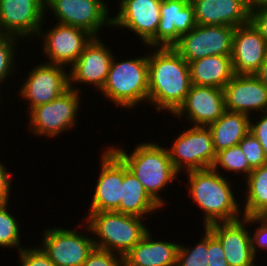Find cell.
<instances>
[{
	"label": "cell",
	"mask_w": 267,
	"mask_h": 266,
	"mask_svg": "<svg viewBox=\"0 0 267 266\" xmlns=\"http://www.w3.org/2000/svg\"><path fill=\"white\" fill-rule=\"evenodd\" d=\"M19 256L22 266H56L41 247L23 248Z\"/></svg>",
	"instance_id": "cell-34"
},
{
	"label": "cell",
	"mask_w": 267,
	"mask_h": 266,
	"mask_svg": "<svg viewBox=\"0 0 267 266\" xmlns=\"http://www.w3.org/2000/svg\"><path fill=\"white\" fill-rule=\"evenodd\" d=\"M45 6L53 10L58 23L83 29L93 37H98L104 24L112 26L103 0H45Z\"/></svg>",
	"instance_id": "cell-9"
},
{
	"label": "cell",
	"mask_w": 267,
	"mask_h": 266,
	"mask_svg": "<svg viewBox=\"0 0 267 266\" xmlns=\"http://www.w3.org/2000/svg\"><path fill=\"white\" fill-rule=\"evenodd\" d=\"M112 54L100 39L93 37L70 67L69 84L87 83L102 90L113 59Z\"/></svg>",
	"instance_id": "cell-21"
},
{
	"label": "cell",
	"mask_w": 267,
	"mask_h": 266,
	"mask_svg": "<svg viewBox=\"0 0 267 266\" xmlns=\"http://www.w3.org/2000/svg\"><path fill=\"white\" fill-rule=\"evenodd\" d=\"M208 254H209V260L210 261H215V260H221L225 258L224 251L222 249V246L220 242L212 235V233L209 231V249H208Z\"/></svg>",
	"instance_id": "cell-39"
},
{
	"label": "cell",
	"mask_w": 267,
	"mask_h": 266,
	"mask_svg": "<svg viewBox=\"0 0 267 266\" xmlns=\"http://www.w3.org/2000/svg\"><path fill=\"white\" fill-rule=\"evenodd\" d=\"M16 38L0 33V84L9 76L10 72H14L12 67L14 66L15 49L13 48L16 47L14 46L17 42Z\"/></svg>",
	"instance_id": "cell-32"
},
{
	"label": "cell",
	"mask_w": 267,
	"mask_h": 266,
	"mask_svg": "<svg viewBox=\"0 0 267 266\" xmlns=\"http://www.w3.org/2000/svg\"><path fill=\"white\" fill-rule=\"evenodd\" d=\"M250 9L267 8V0H249Z\"/></svg>",
	"instance_id": "cell-42"
},
{
	"label": "cell",
	"mask_w": 267,
	"mask_h": 266,
	"mask_svg": "<svg viewBox=\"0 0 267 266\" xmlns=\"http://www.w3.org/2000/svg\"><path fill=\"white\" fill-rule=\"evenodd\" d=\"M110 65L102 93L117 106L129 107L148 100V56L115 62Z\"/></svg>",
	"instance_id": "cell-5"
},
{
	"label": "cell",
	"mask_w": 267,
	"mask_h": 266,
	"mask_svg": "<svg viewBox=\"0 0 267 266\" xmlns=\"http://www.w3.org/2000/svg\"><path fill=\"white\" fill-rule=\"evenodd\" d=\"M250 22L267 41V8L250 9Z\"/></svg>",
	"instance_id": "cell-36"
},
{
	"label": "cell",
	"mask_w": 267,
	"mask_h": 266,
	"mask_svg": "<svg viewBox=\"0 0 267 266\" xmlns=\"http://www.w3.org/2000/svg\"><path fill=\"white\" fill-rule=\"evenodd\" d=\"M205 236L193 249L182 246L177 251V266H209V230L204 227Z\"/></svg>",
	"instance_id": "cell-29"
},
{
	"label": "cell",
	"mask_w": 267,
	"mask_h": 266,
	"mask_svg": "<svg viewBox=\"0 0 267 266\" xmlns=\"http://www.w3.org/2000/svg\"><path fill=\"white\" fill-rule=\"evenodd\" d=\"M195 26L194 7L190 0H162L156 47H173Z\"/></svg>",
	"instance_id": "cell-20"
},
{
	"label": "cell",
	"mask_w": 267,
	"mask_h": 266,
	"mask_svg": "<svg viewBox=\"0 0 267 266\" xmlns=\"http://www.w3.org/2000/svg\"><path fill=\"white\" fill-rule=\"evenodd\" d=\"M223 167L226 171H234L246 174V179L252 172V168L242 152L239 145L221 150L216 153V159L212 168L217 171L218 167Z\"/></svg>",
	"instance_id": "cell-28"
},
{
	"label": "cell",
	"mask_w": 267,
	"mask_h": 266,
	"mask_svg": "<svg viewBox=\"0 0 267 266\" xmlns=\"http://www.w3.org/2000/svg\"><path fill=\"white\" fill-rule=\"evenodd\" d=\"M161 1L121 0L120 11L112 18V26L128 28L139 35L144 44L156 48Z\"/></svg>",
	"instance_id": "cell-12"
},
{
	"label": "cell",
	"mask_w": 267,
	"mask_h": 266,
	"mask_svg": "<svg viewBox=\"0 0 267 266\" xmlns=\"http://www.w3.org/2000/svg\"><path fill=\"white\" fill-rule=\"evenodd\" d=\"M252 169L261 167L267 163V157L258 139L249 132L238 143Z\"/></svg>",
	"instance_id": "cell-31"
},
{
	"label": "cell",
	"mask_w": 267,
	"mask_h": 266,
	"mask_svg": "<svg viewBox=\"0 0 267 266\" xmlns=\"http://www.w3.org/2000/svg\"><path fill=\"white\" fill-rule=\"evenodd\" d=\"M63 67L45 62L29 73L20 94L29 100L30 110L53 101L69 89V73Z\"/></svg>",
	"instance_id": "cell-13"
},
{
	"label": "cell",
	"mask_w": 267,
	"mask_h": 266,
	"mask_svg": "<svg viewBox=\"0 0 267 266\" xmlns=\"http://www.w3.org/2000/svg\"><path fill=\"white\" fill-rule=\"evenodd\" d=\"M234 30L229 25H196L173 48L187 62L211 55H231Z\"/></svg>",
	"instance_id": "cell-8"
},
{
	"label": "cell",
	"mask_w": 267,
	"mask_h": 266,
	"mask_svg": "<svg viewBox=\"0 0 267 266\" xmlns=\"http://www.w3.org/2000/svg\"><path fill=\"white\" fill-rule=\"evenodd\" d=\"M209 266H229L227 260L225 258L221 260H215V261H210Z\"/></svg>",
	"instance_id": "cell-43"
},
{
	"label": "cell",
	"mask_w": 267,
	"mask_h": 266,
	"mask_svg": "<svg viewBox=\"0 0 267 266\" xmlns=\"http://www.w3.org/2000/svg\"><path fill=\"white\" fill-rule=\"evenodd\" d=\"M192 199L204 211V227L240 217L239 205L226 178L213 168L187 171Z\"/></svg>",
	"instance_id": "cell-2"
},
{
	"label": "cell",
	"mask_w": 267,
	"mask_h": 266,
	"mask_svg": "<svg viewBox=\"0 0 267 266\" xmlns=\"http://www.w3.org/2000/svg\"><path fill=\"white\" fill-rule=\"evenodd\" d=\"M251 237H252L251 238L252 252L254 256L257 257L256 256L257 247L267 249V226L264 223H262L260 226H258V229Z\"/></svg>",
	"instance_id": "cell-37"
},
{
	"label": "cell",
	"mask_w": 267,
	"mask_h": 266,
	"mask_svg": "<svg viewBox=\"0 0 267 266\" xmlns=\"http://www.w3.org/2000/svg\"><path fill=\"white\" fill-rule=\"evenodd\" d=\"M196 25L238 27L250 22L249 0H190Z\"/></svg>",
	"instance_id": "cell-22"
},
{
	"label": "cell",
	"mask_w": 267,
	"mask_h": 266,
	"mask_svg": "<svg viewBox=\"0 0 267 266\" xmlns=\"http://www.w3.org/2000/svg\"><path fill=\"white\" fill-rule=\"evenodd\" d=\"M191 83L224 89L234 77L231 55H211L188 62Z\"/></svg>",
	"instance_id": "cell-24"
},
{
	"label": "cell",
	"mask_w": 267,
	"mask_h": 266,
	"mask_svg": "<svg viewBox=\"0 0 267 266\" xmlns=\"http://www.w3.org/2000/svg\"><path fill=\"white\" fill-rule=\"evenodd\" d=\"M223 92L226 111L248 116L251 110L267 111V88L254 74H235Z\"/></svg>",
	"instance_id": "cell-17"
},
{
	"label": "cell",
	"mask_w": 267,
	"mask_h": 266,
	"mask_svg": "<svg viewBox=\"0 0 267 266\" xmlns=\"http://www.w3.org/2000/svg\"><path fill=\"white\" fill-rule=\"evenodd\" d=\"M167 149L174 169L185 167L187 171L212 168L216 152L213 147L210 129L205 126H192Z\"/></svg>",
	"instance_id": "cell-7"
},
{
	"label": "cell",
	"mask_w": 267,
	"mask_h": 266,
	"mask_svg": "<svg viewBox=\"0 0 267 266\" xmlns=\"http://www.w3.org/2000/svg\"><path fill=\"white\" fill-rule=\"evenodd\" d=\"M82 266H124V258L108 250L94 248Z\"/></svg>",
	"instance_id": "cell-33"
},
{
	"label": "cell",
	"mask_w": 267,
	"mask_h": 266,
	"mask_svg": "<svg viewBox=\"0 0 267 266\" xmlns=\"http://www.w3.org/2000/svg\"><path fill=\"white\" fill-rule=\"evenodd\" d=\"M110 148L123 160L134 173L145 191L160 206L164 205L158 192L174 181L178 172L174 169L167 148L158 143H141L128 155L120 148Z\"/></svg>",
	"instance_id": "cell-3"
},
{
	"label": "cell",
	"mask_w": 267,
	"mask_h": 266,
	"mask_svg": "<svg viewBox=\"0 0 267 266\" xmlns=\"http://www.w3.org/2000/svg\"><path fill=\"white\" fill-rule=\"evenodd\" d=\"M148 78V101L172 114L192 86L189 64L173 47H157L148 55Z\"/></svg>",
	"instance_id": "cell-1"
},
{
	"label": "cell",
	"mask_w": 267,
	"mask_h": 266,
	"mask_svg": "<svg viewBox=\"0 0 267 266\" xmlns=\"http://www.w3.org/2000/svg\"><path fill=\"white\" fill-rule=\"evenodd\" d=\"M102 168L89 212L116 211L122 197L123 160L109 147L102 154Z\"/></svg>",
	"instance_id": "cell-15"
},
{
	"label": "cell",
	"mask_w": 267,
	"mask_h": 266,
	"mask_svg": "<svg viewBox=\"0 0 267 266\" xmlns=\"http://www.w3.org/2000/svg\"><path fill=\"white\" fill-rule=\"evenodd\" d=\"M7 168L0 162V203H8L11 180Z\"/></svg>",
	"instance_id": "cell-38"
},
{
	"label": "cell",
	"mask_w": 267,
	"mask_h": 266,
	"mask_svg": "<svg viewBox=\"0 0 267 266\" xmlns=\"http://www.w3.org/2000/svg\"><path fill=\"white\" fill-rule=\"evenodd\" d=\"M44 37V53L51 60L49 63L72 66L77 60L85 46L92 40L93 36L87 31L70 25L56 24L53 29L47 30L46 35L42 31L37 34Z\"/></svg>",
	"instance_id": "cell-14"
},
{
	"label": "cell",
	"mask_w": 267,
	"mask_h": 266,
	"mask_svg": "<svg viewBox=\"0 0 267 266\" xmlns=\"http://www.w3.org/2000/svg\"><path fill=\"white\" fill-rule=\"evenodd\" d=\"M161 208L145 191L143 185L124 163L122 197L118 212L143 218V215ZM151 211V212H150Z\"/></svg>",
	"instance_id": "cell-26"
},
{
	"label": "cell",
	"mask_w": 267,
	"mask_h": 266,
	"mask_svg": "<svg viewBox=\"0 0 267 266\" xmlns=\"http://www.w3.org/2000/svg\"><path fill=\"white\" fill-rule=\"evenodd\" d=\"M147 231L143 238L123 257L124 266H177L176 243L154 241Z\"/></svg>",
	"instance_id": "cell-23"
},
{
	"label": "cell",
	"mask_w": 267,
	"mask_h": 266,
	"mask_svg": "<svg viewBox=\"0 0 267 266\" xmlns=\"http://www.w3.org/2000/svg\"><path fill=\"white\" fill-rule=\"evenodd\" d=\"M267 88V55L262 62L260 69L254 74Z\"/></svg>",
	"instance_id": "cell-40"
},
{
	"label": "cell",
	"mask_w": 267,
	"mask_h": 266,
	"mask_svg": "<svg viewBox=\"0 0 267 266\" xmlns=\"http://www.w3.org/2000/svg\"><path fill=\"white\" fill-rule=\"evenodd\" d=\"M45 7V0H0V33L17 39L36 36Z\"/></svg>",
	"instance_id": "cell-11"
},
{
	"label": "cell",
	"mask_w": 267,
	"mask_h": 266,
	"mask_svg": "<svg viewBox=\"0 0 267 266\" xmlns=\"http://www.w3.org/2000/svg\"><path fill=\"white\" fill-rule=\"evenodd\" d=\"M250 132L258 139L267 157V111L257 123L250 122Z\"/></svg>",
	"instance_id": "cell-35"
},
{
	"label": "cell",
	"mask_w": 267,
	"mask_h": 266,
	"mask_svg": "<svg viewBox=\"0 0 267 266\" xmlns=\"http://www.w3.org/2000/svg\"><path fill=\"white\" fill-rule=\"evenodd\" d=\"M141 219L116 211H101L89 212L86 220L87 229L100 238L94 239L96 248L124 257L148 231Z\"/></svg>",
	"instance_id": "cell-4"
},
{
	"label": "cell",
	"mask_w": 267,
	"mask_h": 266,
	"mask_svg": "<svg viewBox=\"0 0 267 266\" xmlns=\"http://www.w3.org/2000/svg\"><path fill=\"white\" fill-rule=\"evenodd\" d=\"M42 250L56 266H82L94 250V239L75 230L53 228L44 231Z\"/></svg>",
	"instance_id": "cell-10"
},
{
	"label": "cell",
	"mask_w": 267,
	"mask_h": 266,
	"mask_svg": "<svg viewBox=\"0 0 267 266\" xmlns=\"http://www.w3.org/2000/svg\"><path fill=\"white\" fill-rule=\"evenodd\" d=\"M7 205V202L0 203V246H6L7 248L16 246L21 251L23 247H19V224L14 216L8 213Z\"/></svg>",
	"instance_id": "cell-30"
},
{
	"label": "cell",
	"mask_w": 267,
	"mask_h": 266,
	"mask_svg": "<svg viewBox=\"0 0 267 266\" xmlns=\"http://www.w3.org/2000/svg\"><path fill=\"white\" fill-rule=\"evenodd\" d=\"M226 111L224 92L212 86H197L192 84L184 102L173 113L180 117L187 113L189 122L194 126H209L216 122Z\"/></svg>",
	"instance_id": "cell-16"
},
{
	"label": "cell",
	"mask_w": 267,
	"mask_h": 266,
	"mask_svg": "<svg viewBox=\"0 0 267 266\" xmlns=\"http://www.w3.org/2000/svg\"><path fill=\"white\" fill-rule=\"evenodd\" d=\"M267 55V41L251 22L235 28L231 59L235 74H255Z\"/></svg>",
	"instance_id": "cell-19"
},
{
	"label": "cell",
	"mask_w": 267,
	"mask_h": 266,
	"mask_svg": "<svg viewBox=\"0 0 267 266\" xmlns=\"http://www.w3.org/2000/svg\"><path fill=\"white\" fill-rule=\"evenodd\" d=\"M242 220L243 222L237 219L206 226L220 242L229 266H255L251 235L244 227V224H247V216H244Z\"/></svg>",
	"instance_id": "cell-18"
},
{
	"label": "cell",
	"mask_w": 267,
	"mask_h": 266,
	"mask_svg": "<svg viewBox=\"0 0 267 266\" xmlns=\"http://www.w3.org/2000/svg\"><path fill=\"white\" fill-rule=\"evenodd\" d=\"M250 117L243 113L225 111L210 129L215 152L233 147L250 132Z\"/></svg>",
	"instance_id": "cell-25"
},
{
	"label": "cell",
	"mask_w": 267,
	"mask_h": 266,
	"mask_svg": "<svg viewBox=\"0 0 267 266\" xmlns=\"http://www.w3.org/2000/svg\"><path fill=\"white\" fill-rule=\"evenodd\" d=\"M79 95V90L69 84V89L58 98L32 108L29 111L30 130L36 135L54 137L75 126Z\"/></svg>",
	"instance_id": "cell-6"
},
{
	"label": "cell",
	"mask_w": 267,
	"mask_h": 266,
	"mask_svg": "<svg viewBox=\"0 0 267 266\" xmlns=\"http://www.w3.org/2000/svg\"><path fill=\"white\" fill-rule=\"evenodd\" d=\"M244 216L256 217L267 211V163L253 169L247 177Z\"/></svg>",
	"instance_id": "cell-27"
},
{
	"label": "cell",
	"mask_w": 267,
	"mask_h": 266,
	"mask_svg": "<svg viewBox=\"0 0 267 266\" xmlns=\"http://www.w3.org/2000/svg\"><path fill=\"white\" fill-rule=\"evenodd\" d=\"M264 223L267 226V211H262L259 215L256 217L247 216V223Z\"/></svg>",
	"instance_id": "cell-41"
}]
</instances>
